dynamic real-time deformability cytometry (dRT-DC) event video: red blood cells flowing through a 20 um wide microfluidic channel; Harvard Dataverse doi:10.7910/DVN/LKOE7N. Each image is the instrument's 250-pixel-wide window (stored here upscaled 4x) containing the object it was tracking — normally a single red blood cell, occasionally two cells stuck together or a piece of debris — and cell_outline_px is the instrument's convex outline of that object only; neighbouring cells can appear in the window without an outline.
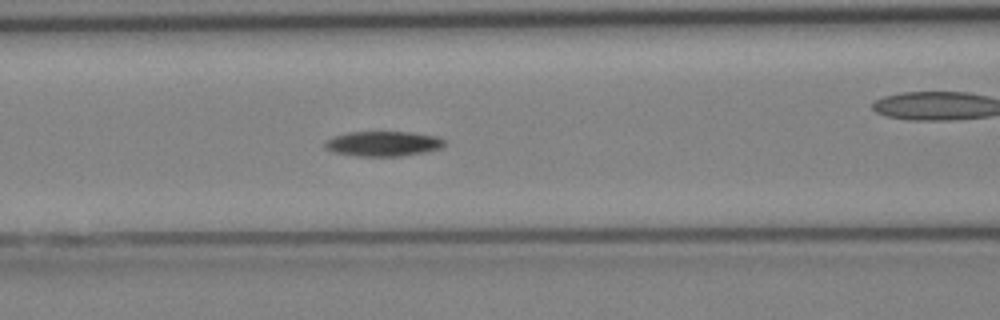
{"species": "Egyptian fruit bat (a non-hibernating species)", "species_latin": "Rousettus aegyptiacus", "temperature_condition": "cold", "stored_images_in_passage": 27, "camera_frame_rate_fps": 3000, "um_per_image_px": 0.085, "animal": {"sex": "female"}, "frame": {"image": 1, "passage_image": 5, "time_ms": 1.333, "image_size_px": [1000, 320], "cell_outline_px": [[444, 144], [440, 148], [424, 152], [400, 156], [356, 156], [332, 152], [324, 148], [324, 144], [332, 136], [348, 132], [412, 132], [436, 136], [444, 140]], "centroid_in_image_um": [32.52, 12.21], "position_along_channel_um": 134.1, "area_um2": 17.4}}
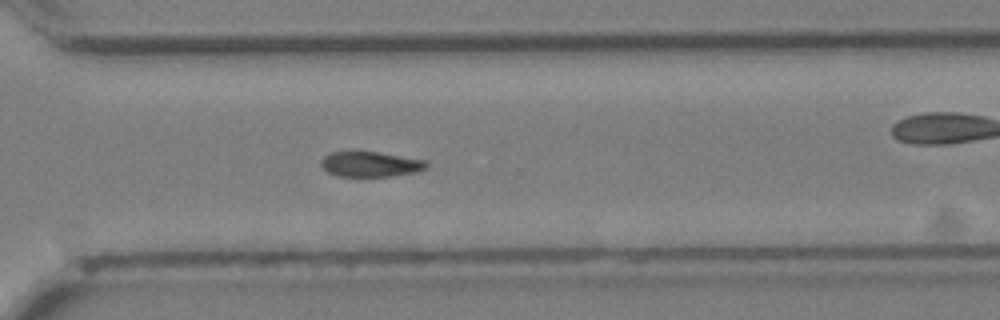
{"frame": {"image": 2, "passage_image": 16, "time_ms": 5.0, "image_size_px": [1000, 320], "cell_outline_px": [[428, 168], [416, 172], [388, 176], [340, 176], [328, 172], [320, 164], [320, 160], [324, 156], [332, 152], [376, 152], [428, 160]], "centroid_in_image_um": [31.52, 13.95], "position_along_channel_um": 339.1, "area_um2": 15.37}}
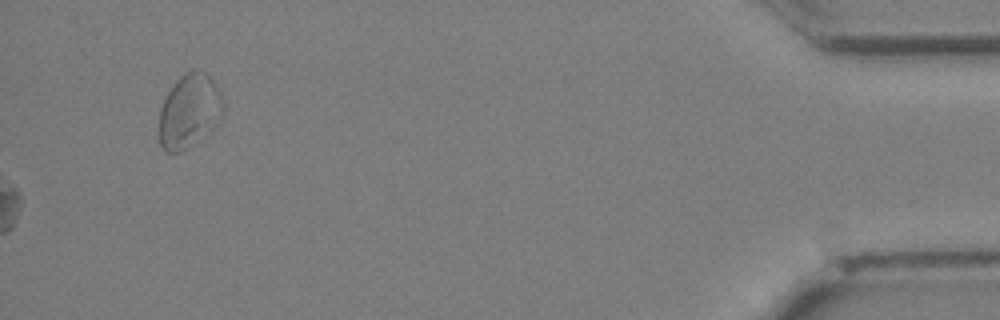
{"frame": {"image": 3, "passage_image": 27, "time_ms": 8.667, "image_size_px": [1000, 320], "cell_outline_px": [[224, 112], [220, 120], [212, 128], [180, 152], [168, 152], [160, 144], [160, 108], [168, 92], [176, 80], [180, 76], [188, 72], [204, 72], [212, 80], [220, 92], [224, 100]], "centroid_in_image_um": [16.1, 9.43], "position_along_channel_um": 419.1, "area_um2": 26.88}}